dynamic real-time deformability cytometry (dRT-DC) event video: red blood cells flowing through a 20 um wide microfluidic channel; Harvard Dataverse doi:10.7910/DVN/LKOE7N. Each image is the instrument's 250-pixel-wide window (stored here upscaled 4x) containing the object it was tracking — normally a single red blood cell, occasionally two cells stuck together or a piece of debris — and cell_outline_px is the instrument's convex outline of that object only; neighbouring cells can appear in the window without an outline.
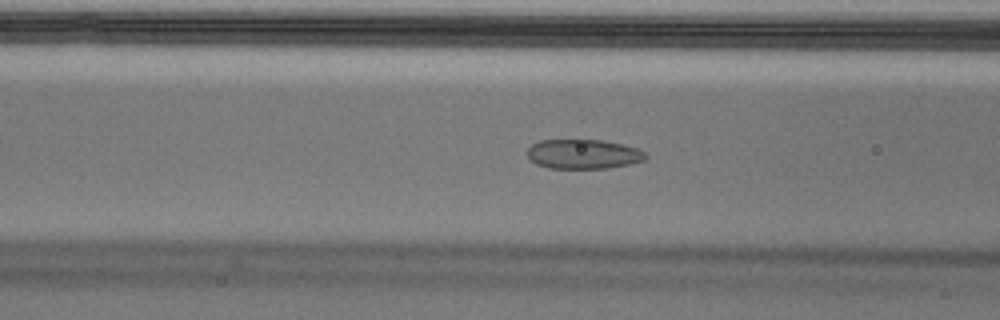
{"species": "Egyptian fruit bat (a non-hibernating species)", "species_latin": "Rousettus aegyptiacus", "temperature_condition": "cold", "stored_images_in_passage": 45, "camera_frame_rate_fps": 3000, "um_per_image_px": 0.085, "animal": {"sex": "male"}, "frame": {"image": 1, "passage_image": 12, "time_ms": 3.667, "image_size_px": [1000, 320], "cell_outline_px": [[648, 156], [644, 160], [628, 164], [608, 168], [548, 168], [536, 164], [528, 156], [528, 148], [532, 144], [540, 140], [604, 140], [636, 148], [644, 152]], "centroid_in_image_um": [49.57, 13.1], "position_along_channel_um": 117.0, "area_um2": 20.17}}
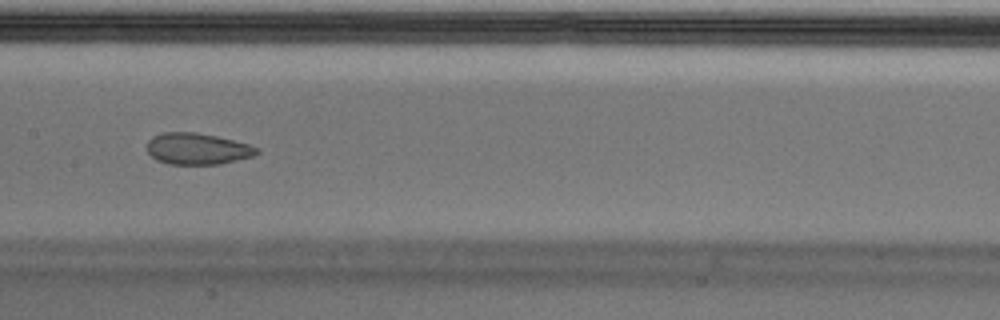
{"frame": {"image": 2, "passage_image": 18, "time_ms": 5.667, "image_size_px": [1000, 320], "cell_outline_px": [[260, 152], [256, 156], [220, 164], [168, 164], [156, 160], [148, 152], [148, 140], [152, 136], [164, 132], [196, 132], [216, 136], [248, 144], [260, 148]], "centroid_in_image_um": [16.81, 12.65], "position_along_channel_um": 190.6, "area_um2": 20.23}}
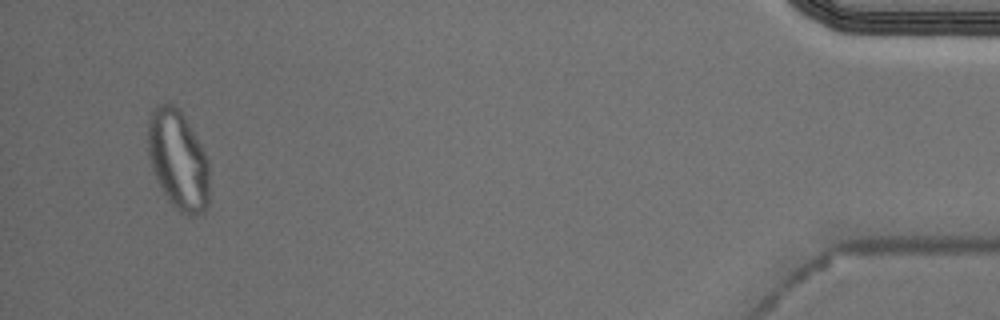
{"frame": {"image": 3, "passage_image": 43, "time_ms": 14.0, "image_size_px": [1000, 320], "cell_outline_px": [[208, 204], [204, 216], [188, 216], [180, 212], [168, 200], [156, 180], [148, 156], [148, 120], [156, 104], [172, 104], [180, 108], [200, 144], [208, 160]], "centroid_in_image_um": [15.14, 13.63], "position_along_channel_um": 420.1, "area_um2": 35.84}}